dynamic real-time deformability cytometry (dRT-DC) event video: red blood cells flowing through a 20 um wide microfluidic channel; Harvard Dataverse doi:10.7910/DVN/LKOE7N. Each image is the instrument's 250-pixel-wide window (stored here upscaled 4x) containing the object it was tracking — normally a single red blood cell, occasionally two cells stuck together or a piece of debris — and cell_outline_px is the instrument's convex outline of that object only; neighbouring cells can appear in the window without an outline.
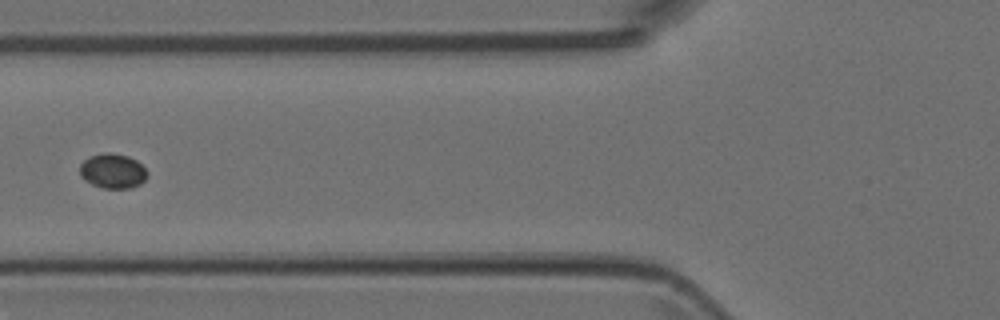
{"species": "Egyptian fruit bat (a non-hibernating species)", "species_latin": "Rousettus aegyptiacus", "temperature_condition": "room temperature", "stored_images_in_passage": 6, "camera_frame_rate_fps": 3000, "um_per_image_px": 0.085, "animal": {"sex": "female"}, "frame": {"image": 1, "passage_image": 6, "time_ms": 1.667, "image_size_px": [1000, 320], "cell_outline_px": [[148, 176], [140, 184], [132, 188], [104, 188], [92, 184], [84, 180], [80, 176], [80, 164], [88, 156], [104, 152], [108, 152], [128, 156], [136, 160], [148, 172]], "centroid_in_image_um": [9.57, 14.53], "position_along_channel_um": 116.2, "area_um2": 13.76}}